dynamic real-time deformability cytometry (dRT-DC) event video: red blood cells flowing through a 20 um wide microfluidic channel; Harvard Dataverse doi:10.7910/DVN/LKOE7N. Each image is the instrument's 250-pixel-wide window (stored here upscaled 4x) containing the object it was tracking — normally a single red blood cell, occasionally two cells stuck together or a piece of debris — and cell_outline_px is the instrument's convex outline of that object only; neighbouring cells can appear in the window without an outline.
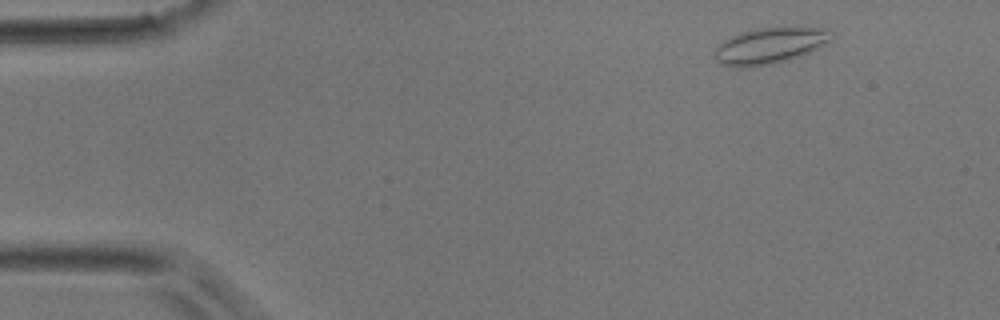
{"species": "common noctule bat (a hibernating species)", "species_latin": "Nyctalus noctula", "temperature_condition": "room temperature", "stored_images_in_passage": 46, "camera_frame_rate_fps": 3000, "um_per_image_px": 0.085, "animal": {"sex": "male", "body_mass_g": 17.9}, "frame": {"image": 1, "passage_image": 3, "time_ms": 0.667, "image_size_px": [1000, 320], "cell_outline_px": [[836, 32], [832, 40], [800, 56], [776, 64], [744, 68], [732, 68], [720, 64], [712, 56], [716, 48], [728, 36], [740, 32], [760, 28], [816, 28]], "centroid_in_image_um": [65.37, 3.92], "position_along_channel_um": 19.6, "area_um2": 24.8}}
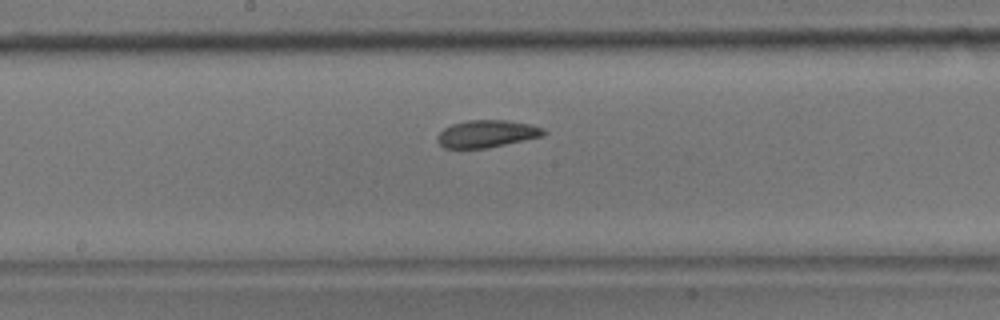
{"frame": {"image": 2, "passage_image": 23, "time_ms": 7.333, "image_size_px": [1000, 320], "cell_outline_px": [[548, 132], [544, 136], [488, 148], [444, 148], [436, 140], [436, 136], [444, 128], [452, 124], [468, 120], [508, 120], [528, 124], [544, 128]], "centroid_in_image_um": [41.39, 11.37], "position_along_channel_um": 206.8, "area_um2": 17.05}}
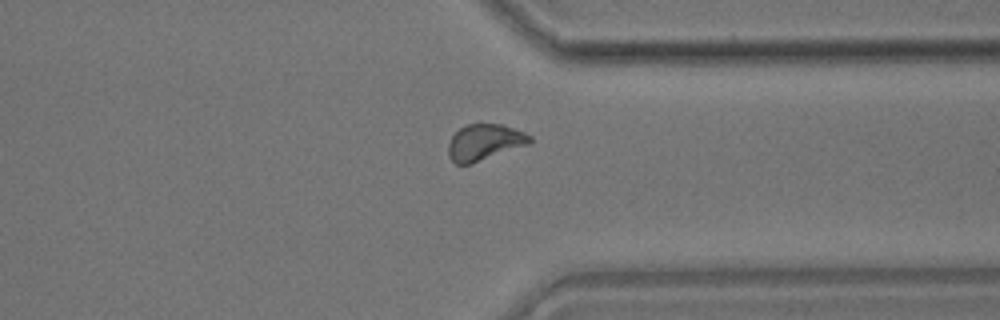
{"frame": {"image": 3, "passage_image": 35, "time_ms": 11.333, "image_size_px": [1000, 320], "cell_outline_px": [[532, 140], [528, 144], [472, 164], [456, 164], [448, 156], [448, 144], [452, 136], [460, 128], [468, 124], [500, 124], [524, 132], [532, 136]], "centroid_in_image_um": [41.17, 12.1], "position_along_channel_um": 370.2, "area_um2": 17.05}}